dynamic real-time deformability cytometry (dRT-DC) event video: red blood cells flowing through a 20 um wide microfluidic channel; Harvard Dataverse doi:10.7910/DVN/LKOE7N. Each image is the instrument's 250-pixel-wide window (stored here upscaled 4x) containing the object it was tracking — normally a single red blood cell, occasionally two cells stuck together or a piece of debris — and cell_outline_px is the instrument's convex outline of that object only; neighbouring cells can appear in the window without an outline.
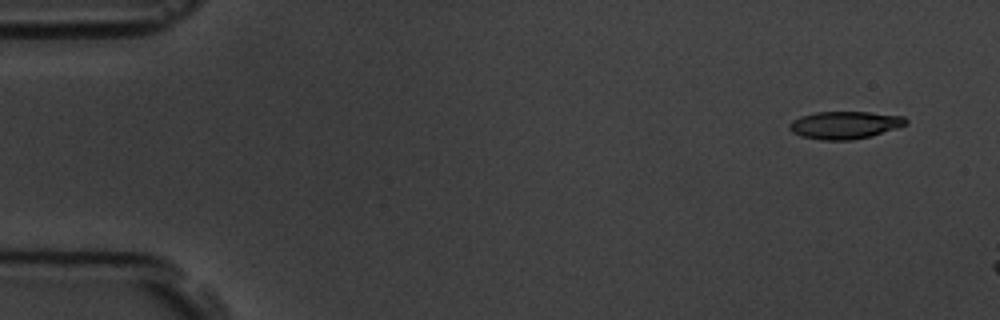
{"species": "common noctule bat (a hibernating species)", "species_latin": "Nyctalus noctula", "temperature_condition": "room temperature", "stored_images_in_passage": 3, "camera_frame_rate_fps": 3000, "um_per_image_px": 0.085, "animal": {"sex": "male", "body_mass_g": 19.5, "forearm_length_mm": 54.6}, "frame": {"image": 1, "passage_image": 1, "time_ms": 0.0, "image_size_px": [1000, 320], "cell_outline_px": [[908, 124], [872, 136], [852, 140], [820, 140], [800, 136], [792, 132], [788, 128], [788, 124], [792, 120], [800, 116], [816, 112], [868, 112], [904, 116], [908, 120]], "centroid_in_image_um": [71.79, 10.63], "position_along_channel_um": 13.2, "area_um2": 18.9}}